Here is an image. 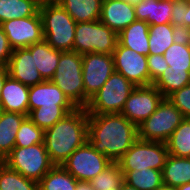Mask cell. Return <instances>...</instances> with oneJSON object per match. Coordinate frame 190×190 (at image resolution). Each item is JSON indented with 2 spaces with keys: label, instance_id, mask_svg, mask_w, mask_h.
<instances>
[{
  "label": "cell",
  "instance_id": "6da1fadb",
  "mask_svg": "<svg viewBox=\"0 0 190 190\" xmlns=\"http://www.w3.org/2000/svg\"><path fill=\"white\" fill-rule=\"evenodd\" d=\"M138 140V127L121 113L88 114V142L117 162Z\"/></svg>",
  "mask_w": 190,
  "mask_h": 190
},
{
  "label": "cell",
  "instance_id": "7a4b0ae2",
  "mask_svg": "<svg viewBox=\"0 0 190 190\" xmlns=\"http://www.w3.org/2000/svg\"><path fill=\"white\" fill-rule=\"evenodd\" d=\"M88 141V112L76 108L52 127L44 130V144L54 165L62 166L67 158Z\"/></svg>",
  "mask_w": 190,
  "mask_h": 190
},
{
  "label": "cell",
  "instance_id": "3957f363",
  "mask_svg": "<svg viewBox=\"0 0 190 190\" xmlns=\"http://www.w3.org/2000/svg\"><path fill=\"white\" fill-rule=\"evenodd\" d=\"M44 40L54 49L73 51L76 22L59 4L39 7Z\"/></svg>",
  "mask_w": 190,
  "mask_h": 190
},
{
  "label": "cell",
  "instance_id": "277c9868",
  "mask_svg": "<svg viewBox=\"0 0 190 190\" xmlns=\"http://www.w3.org/2000/svg\"><path fill=\"white\" fill-rule=\"evenodd\" d=\"M51 81L61 89L77 108H85L81 54L74 51L62 52Z\"/></svg>",
  "mask_w": 190,
  "mask_h": 190
},
{
  "label": "cell",
  "instance_id": "5b68a950",
  "mask_svg": "<svg viewBox=\"0 0 190 190\" xmlns=\"http://www.w3.org/2000/svg\"><path fill=\"white\" fill-rule=\"evenodd\" d=\"M117 43L118 34L100 20L76 24L73 51L78 54H113Z\"/></svg>",
  "mask_w": 190,
  "mask_h": 190
},
{
  "label": "cell",
  "instance_id": "8992f818",
  "mask_svg": "<svg viewBox=\"0 0 190 190\" xmlns=\"http://www.w3.org/2000/svg\"><path fill=\"white\" fill-rule=\"evenodd\" d=\"M135 85L122 74L113 72L85 107L88 114L121 113Z\"/></svg>",
  "mask_w": 190,
  "mask_h": 190
},
{
  "label": "cell",
  "instance_id": "52a82bcc",
  "mask_svg": "<svg viewBox=\"0 0 190 190\" xmlns=\"http://www.w3.org/2000/svg\"><path fill=\"white\" fill-rule=\"evenodd\" d=\"M184 119L175 105L164 98L157 109L138 126V139L166 143Z\"/></svg>",
  "mask_w": 190,
  "mask_h": 190
},
{
  "label": "cell",
  "instance_id": "ba28073f",
  "mask_svg": "<svg viewBox=\"0 0 190 190\" xmlns=\"http://www.w3.org/2000/svg\"><path fill=\"white\" fill-rule=\"evenodd\" d=\"M4 164L24 177L39 182L54 166L44 143L29 147H14Z\"/></svg>",
  "mask_w": 190,
  "mask_h": 190
},
{
  "label": "cell",
  "instance_id": "9c48e42d",
  "mask_svg": "<svg viewBox=\"0 0 190 190\" xmlns=\"http://www.w3.org/2000/svg\"><path fill=\"white\" fill-rule=\"evenodd\" d=\"M169 153L166 143L138 139L117 161L121 171H162Z\"/></svg>",
  "mask_w": 190,
  "mask_h": 190
},
{
  "label": "cell",
  "instance_id": "30bf717a",
  "mask_svg": "<svg viewBox=\"0 0 190 190\" xmlns=\"http://www.w3.org/2000/svg\"><path fill=\"white\" fill-rule=\"evenodd\" d=\"M112 161L98 153L87 141L78 147L62 164V166L77 180L90 182L107 168Z\"/></svg>",
  "mask_w": 190,
  "mask_h": 190
},
{
  "label": "cell",
  "instance_id": "8fae6325",
  "mask_svg": "<svg viewBox=\"0 0 190 190\" xmlns=\"http://www.w3.org/2000/svg\"><path fill=\"white\" fill-rule=\"evenodd\" d=\"M115 71L112 54L86 53L82 55V77L85 90V107Z\"/></svg>",
  "mask_w": 190,
  "mask_h": 190
},
{
  "label": "cell",
  "instance_id": "7c38bea8",
  "mask_svg": "<svg viewBox=\"0 0 190 190\" xmlns=\"http://www.w3.org/2000/svg\"><path fill=\"white\" fill-rule=\"evenodd\" d=\"M164 98L153 85L136 86L126 100L121 114L138 127L157 109Z\"/></svg>",
  "mask_w": 190,
  "mask_h": 190
},
{
  "label": "cell",
  "instance_id": "4fadbf2b",
  "mask_svg": "<svg viewBox=\"0 0 190 190\" xmlns=\"http://www.w3.org/2000/svg\"><path fill=\"white\" fill-rule=\"evenodd\" d=\"M11 48H27L44 39L39 11L26 18H16L1 24Z\"/></svg>",
  "mask_w": 190,
  "mask_h": 190
},
{
  "label": "cell",
  "instance_id": "5bb4252c",
  "mask_svg": "<svg viewBox=\"0 0 190 190\" xmlns=\"http://www.w3.org/2000/svg\"><path fill=\"white\" fill-rule=\"evenodd\" d=\"M115 72L122 74L135 86H149L147 56L117 43L113 51Z\"/></svg>",
  "mask_w": 190,
  "mask_h": 190
},
{
  "label": "cell",
  "instance_id": "9a60e30c",
  "mask_svg": "<svg viewBox=\"0 0 190 190\" xmlns=\"http://www.w3.org/2000/svg\"><path fill=\"white\" fill-rule=\"evenodd\" d=\"M29 113L36 108H77L51 80L29 87Z\"/></svg>",
  "mask_w": 190,
  "mask_h": 190
},
{
  "label": "cell",
  "instance_id": "2e32d148",
  "mask_svg": "<svg viewBox=\"0 0 190 190\" xmlns=\"http://www.w3.org/2000/svg\"><path fill=\"white\" fill-rule=\"evenodd\" d=\"M7 69L13 79L29 87L45 81L35 65L34 57L27 48L12 51Z\"/></svg>",
  "mask_w": 190,
  "mask_h": 190
},
{
  "label": "cell",
  "instance_id": "e0dca14e",
  "mask_svg": "<svg viewBox=\"0 0 190 190\" xmlns=\"http://www.w3.org/2000/svg\"><path fill=\"white\" fill-rule=\"evenodd\" d=\"M99 20L119 34L137 20L134 5L129 4L125 0H108L102 2Z\"/></svg>",
  "mask_w": 190,
  "mask_h": 190
},
{
  "label": "cell",
  "instance_id": "ac0fdd59",
  "mask_svg": "<svg viewBox=\"0 0 190 190\" xmlns=\"http://www.w3.org/2000/svg\"><path fill=\"white\" fill-rule=\"evenodd\" d=\"M29 86L13 79L10 75L6 78L1 90L0 110L18 112L29 115Z\"/></svg>",
  "mask_w": 190,
  "mask_h": 190
},
{
  "label": "cell",
  "instance_id": "d6986e66",
  "mask_svg": "<svg viewBox=\"0 0 190 190\" xmlns=\"http://www.w3.org/2000/svg\"><path fill=\"white\" fill-rule=\"evenodd\" d=\"M134 9L136 19L149 25L171 23L172 0H142Z\"/></svg>",
  "mask_w": 190,
  "mask_h": 190
},
{
  "label": "cell",
  "instance_id": "ffe728a7",
  "mask_svg": "<svg viewBox=\"0 0 190 190\" xmlns=\"http://www.w3.org/2000/svg\"><path fill=\"white\" fill-rule=\"evenodd\" d=\"M27 115L0 110V163L15 147L16 134Z\"/></svg>",
  "mask_w": 190,
  "mask_h": 190
},
{
  "label": "cell",
  "instance_id": "44dd1931",
  "mask_svg": "<svg viewBox=\"0 0 190 190\" xmlns=\"http://www.w3.org/2000/svg\"><path fill=\"white\" fill-rule=\"evenodd\" d=\"M34 57L35 65L44 80H51L63 51L52 48L44 39L28 46Z\"/></svg>",
  "mask_w": 190,
  "mask_h": 190
},
{
  "label": "cell",
  "instance_id": "7402d4cb",
  "mask_svg": "<svg viewBox=\"0 0 190 190\" xmlns=\"http://www.w3.org/2000/svg\"><path fill=\"white\" fill-rule=\"evenodd\" d=\"M149 24L136 20L118 34V43L135 52L149 55Z\"/></svg>",
  "mask_w": 190,
  "mask_h": 190
},
{
  "label": "cell",
  "instance_id": "603a6c76",
  "mask_svg": "<svg viewBox=\"0 0 190 190\" xmlns=\"http://www.w3.org/2000/svg\"><path fill=\"white\" fill-rule=\"evenodd\" d=\"M162 181L169 187L190 183V158L168 155L162 169Z\"/></svg>",
  "mask_w": 190,
  "mask_h": 190
},
{
  "label": "cell",
  "instance_id": "cb8c5ba5",
  "mask_svg": "<svg viewBox=\"0 0 190 190\" xmlns=\"http://www.w3.org/2000/svg\"><path fill=\"white\" fill-rule=\"evenodd\" d=\"M76 23L100 19L102 0H59Z\"/></svg>",
  "mask_w": 190,
  "mask_h": 190
},
{
  "label": "cell",
  "instance_id": "d4e9b609",
  "mask_svg": "<svg viewBox=\"0 0 190 190\" xmlns=\"http://www.w3.org/2000/svg\"><path fill=\"white\" fill-rule=\"evenodd\" d=\"M77 180L63 167L54 165L38 182L39 190H76Z\"/></svg>",
  "mask_w": 190,
  "mask_h": 190
},
{
  "label": "cell",
  "instance_id": "484cf974",
  "mask_svg": "<svg viewBox=\"0 0 190 190\" xmlns=\"http://www.w3.org/2000/svg\"><path fill=\"white\" fill-rule=\"evenodd\" d=\"M124 182L138 190H156L163 185L162 171L147 169L122 171Z\"/></svg>",
  "mask_w": 190,
  "mask_h": 190
},
{
  "label": "cell",
  "instance_id": "4316f807",
  "mask_svg": "<svg viewBox=\"0 0 190 190\" xmlns=\"http://www.w3.org/2000/svg\"><path fill=\"white\" fill-rule=\"evenodd\" d=\"M39 6L32 0H0V25L16 18H26L35 15Z\"/></svg>",
  "mask_w": 190,
  "mask_h": 190
},
{
  "label": "cell",
  "instance_id": "83f0119b",
  "mask_svg": "<svg viewBox=\"0 0 190 190\" xmlns=\"http://www.w3.org/2000/svg\"><path fill=\"white\" fill-rule=\"evenodd\" d=\"M166 145L169 155L190 158V119L183 120L166 141Z\"/></svg>",
  "mask_w": 190,
  "mask_h": 190
},
{
  "label": "cell",
  "instance_id": "f1b7e54d",
  "mask_svg": "<svg viewBox=\"0 0 190 190\" xmlns=\"http://www.w3.org/2000/svg\"><path fill=\"white\" fill-rule=\"evenodd\" d=\"M190 84V71L178 72L168 69L162 72L161 76L152 84L160 93L167 98L174 91L179 90Z\"/></svg>",
  "mask_w": 190,
  "mask_h": 190
},
{
  "label": "cell",
  "instance_id": "f546056e",
  "mask_svg": "<svg viewBox=\"0 0 190 190\" xmlns=\"http://www.w3.org/2000/svg\"><path fill=\"white\" fill-rule=\"evenodd\" d=\"M149 54H160L164 52L174 43L173 25L159 24L149 25Z\"/></svg>",
  "mask_w": 190,
  "mask_h": 190
},
{
  "label": "cell",
  "instance_id": "4dcf8cb0",
  "mask_svg": "<svg viewBox=\"0 0 190 190\" xmlns=\"http://www.w3.org/2000/svg\"><path fill=\"white\" fill-rule=\"evenodd\" d=\"M0 190H39L38 182L0 163Z\"/></svg>",
  "mask_w": 190,
  "mask_h": 190
},
{
  "label": "cell",
  "instance_id": "1f68e13d",
  "mask_svg": "<svg viewBox=\"0 0 190 190\" xmlns=\"http://www.w3.org/2000/svg\"><path fill=\"white\" fill-rule=\"evenodd\" d=\"M123 182V172L117 162H112L107 168L90 181L94 190L119 189Z\"/></svg>",
  "mask_w": 190,
  "mask_h": 190
},
{
  "label": "cell",
  "instance_id": "d6a6232c",
  "mask_svg": "<svg viewBox=\"0 0 190 190\" xmlns=\"http://www.w3.org/2000/svg\"><path fill=\"white\" fill-rule=\"evenodd\" d=\"M75 109L76 108H36L29 113L28 117L39 128L46 130Z\"/></svg>",
  "mask_w": 190,
  "mask_h": 190
},
{
  "label": "cell",
  "instance_id": "836d02e7",
  "mask_svg": "<svg viewBox=\"0 0 190 190\" xmlns=\"http://www.w3.org/2000/svg\"><path fill=\"white\" fill-rule=\"evenodd\" d=\"M39 143H44V130L27 116L16 134L15 147L25 148Z\"/></svg>",
  "mask_w": 190,
  "mask_h": 190
},
{
  "label": "cell",
  "instance_id": "e575fe53",
  "mask_svg": "<svg viewBox=\"0 0 190 190\" xmlns=\"http://www.w3.org/2000/svg\"><path fill=\"white\" fill-rule=\"evenodd\" d=\"M172 70L190 71V45L173 43L163 54Z\"/></svg>",
  "mask_w": 190,
  "mask_h": 190
},
{
  "label": "cell",
  "instance_id": "d590c367",
  "mask_svg": "<svg viewBox=\"0 0 190 190\" xmlns=\"http://www.w3.org/2000/svg\"><path fill=\"white\" fill-rule=\"evenodd\" d=\"M171 24L190 27V0H172Z\"/></svg>",
  "mask_w": 190,
  "mask_h": 190
},
{
  "label": "cell",
  "instance_id": "8d00e7d4",
  "mask_svg": "<svg viewBox=\"0 0 190 190\" xmlns=\"http://www.w3.org/2000/svg\"><path fill=\"white\" fill-rule=\"evenodd\" d=\"M167 98L183 114L185 119H190V84L174 91Z\"/></svg>",
  "mask_w": 190,
  "mask_h": 190
},
{
  "label": "cell",
  "instance_id": "74e56055",
  "mask_svg": "<svg viewBox=\"0 0 190 190\" xmlns=\"http://www.w3.org/2000/svg\"><path fill=\"white\" fill-rule=\"evenodd\" d=\"M148 72H149V86L152 85L164 72L168 69V63L160 54H149L147 56Z\"/></svg>",
  "mask_w": 190,
  "mask_h": 190
},
{
  "label": "cell",
  "instance_id": "f35d334b",
  "mask_svg": "<svg viewBox=\"0 0 190 190\" xmlns=\"http://www.w3.org/2000/svg\"><path fill=\"white\" fill-rule=\"evenodd\" d=\"M13 49L9 45L8 38L0 25V67H7Z\"/></svg>",
  "mask_w": 190,
  "mask_h": 190
},
{
  "label": "cell",
  "instance_id": "ab89813d",
  "mask_svg": "<svg viewBox=\"0 0 190 190\" xmlns=\"http://www.w3.org/2000/svg\"><path fill=\"white\" fill-rule=\"evenodd\" d=\"M173 40L177 44L190 45V27L173 25Z\"/></svg>",
  "mask_w": 190,
  "mask_h": 190
},
{
  "label": "cell",
  "instance_id": "60d3db41",
  "mask_svg": "<svg viewBox=\"0 0 190 190\" xmlns=\"http://www.w3.org/2000/svg\"><path fill=\"white\" fill-rule=\"evenodd\" d=\"M8 76H9V72H8L7 67H0V102H1V90Z\"/></svg>",
  "mask_w": 190,
  "mask_h": 190
},
{
  "label": "cell",
  "instance_id": "b9f144b4",
  "mask_svg": "<svg viewBox=\"0 0 190 190\" xmlns=\"http://www.w3.org/2000/svg\"><path fill=\"white\" fill-rule=\"evenodd\" d=\"M76 190H94L90 182L77 181Z\"/></svg>",
  "mask_w": 190,
  "mask_h": 190
},
{
  "label": "cell",
  "instance_id": "7bdbcfd3",
  "mask_svg": "<svg viewBox=\"0 0 190 190\" xmlns=\"http://www.w3.org/2000/svg\"><path fill=\"white\" fill-rule=\"evenodd\" d=\"M36 5L39 7L48 5V4H53V3H58L59 0H32Z\"/></svg>",
  "mask_w": 190,
  "mask_h": 190
},
{
  "label": "cell",
  "instance_id": "ee69618b",
  "mask_svg": "<svg viewBox=\"0 0 190 190\" xmlns=\"http://www.w3.org/2000/svg\"><path fill=\"white\" fill-rule=\"evenodd\" d=\"M119 190H138L135 187L129 186L127 183L123 182Z\"/></svg>",
  "mask_w": 190,
  "mask_h": 190
},
{
  "label": "cell",
  "instance_id": "f6af8a7d",
  "mask_svg": "<svg viewBox=\"0 0 190 190\" xmlns=\"http://www.w3.org/2000/svg\"><path fill=\"white\" fill-rule=\"evenodd\" d=\"M177 190H190V183L176 187Z\"/></svg>",
  "mask_w": 190,
  "mask_h": 190
},
{
  "label": "cell",
  "instance_id": "bcb514c9",
  "mask_svg": "<svg viewBox=\"0 0 190 190\" xmlns=\"http://www.w3.org/2000/svg\"><path fill=\"white\" fill-rule=\"evenodd\" d=\"M156 190H177V189H176V187H169V186H166V185H162L161 187H159Z\"/></svg>",
  "mask_w": 190,
  "mask_h": 190
},
{
  "label": "cell",
  "instance_id": "7dc6e473",
  "mask_svg": "<svg viewBox=\"0 0 190 190\" xmlns=\"http://www.w3.org/2000/svg\"><path fill=\"white\" fill-rule=\"evenodd\" d=\"M131 5H136L137 3L141 2L142 0H125Z\"/></svg>",
  "mask_w": 190,
  "mask_h": 190
}]
</instances>
